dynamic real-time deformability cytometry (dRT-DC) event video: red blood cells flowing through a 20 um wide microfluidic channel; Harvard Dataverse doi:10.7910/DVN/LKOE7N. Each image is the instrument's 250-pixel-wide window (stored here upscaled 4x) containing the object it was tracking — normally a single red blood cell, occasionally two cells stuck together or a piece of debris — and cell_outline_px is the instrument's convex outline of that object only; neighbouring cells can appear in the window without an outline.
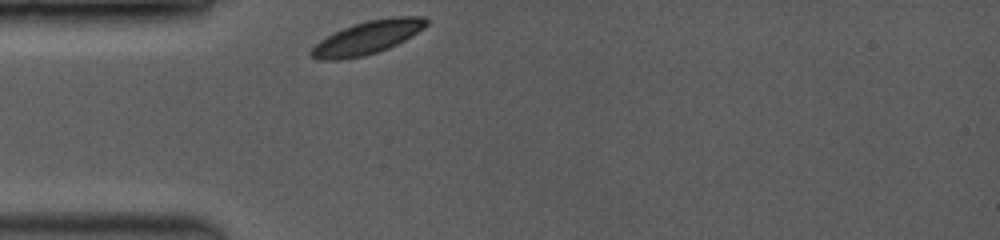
{"species": "common noctule bat (a hibernating species)", "species_latin": "Nyctalus noctula", "temperature_condition": "room temperature", "stored_images_in_passage": 34, "camera_frame_rate_fps": 3500, "um_per_image_px": 0.085, "animal": {"sex": "female", "body_mass_g": 19.0, "forearm_length_mm": 53.3}, "frame": {"image": 1, "passage_image": 1, "time_ms": 0.0, "image_size_px": [1000, 240], "cell_outline_px": [[428, 24], [424, 28], [404, 40], [388, 48], [364, 56], [340, 60], [320, 60], [312, 56], [308, 52], [320, 40], [352, 24], [368, 20], [392, 16], [424, 16], [428, 20]], "centroid_in_image_um": [31.24, 3.18], "position_along_channel_um": 53.8, "area_um2": 22.14}}
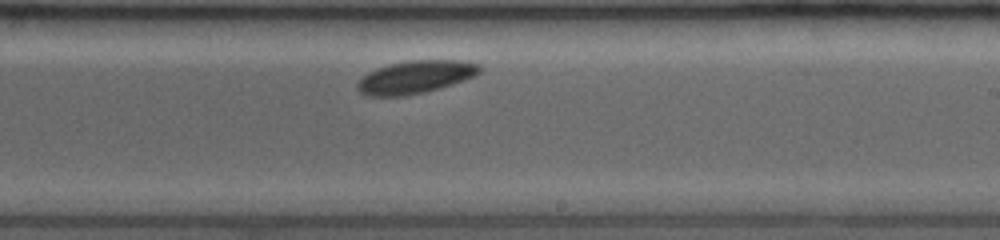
{"frame": {"image": 2, "passage_image": 20, "time_ms": 5.429, "image_size_px": [1000, 240], "cell_outline_px": [[484, 68], [480, 72], [464, 80], [440, 88], [424, 92], [404, 96], [368, 96], [360, 92], [356, 88], [356, 84], [368, 72], [376, 68], [388, 64], [408, 60], [460, 60], [480, 64]], "centroid_in_image_um": [35.31, 6.54], "position_along_channel_um": 253.7, "area_um2": 23.47}}
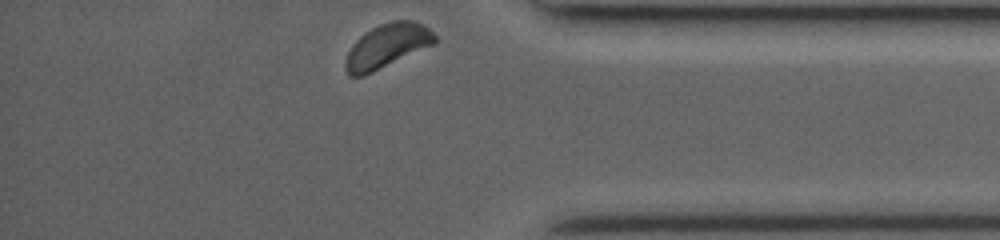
{"frame": {"image": 3, "passage_image": 34, "time_ms": 9.429, "image_size_px": [1000, 240], "cell_outline_px": [[436, 44], [364, 76], [348, 76], [344, 68], [344, 64], [348, 52], [352, 44], [364, 32], [380, 24], [392, 20], [412, 20], [424, 24], [436, 36]], "centroid_in_image_um": [32.9, 3.91], "position_along_channel_um": 402.3, "area_um2": 23.18}}